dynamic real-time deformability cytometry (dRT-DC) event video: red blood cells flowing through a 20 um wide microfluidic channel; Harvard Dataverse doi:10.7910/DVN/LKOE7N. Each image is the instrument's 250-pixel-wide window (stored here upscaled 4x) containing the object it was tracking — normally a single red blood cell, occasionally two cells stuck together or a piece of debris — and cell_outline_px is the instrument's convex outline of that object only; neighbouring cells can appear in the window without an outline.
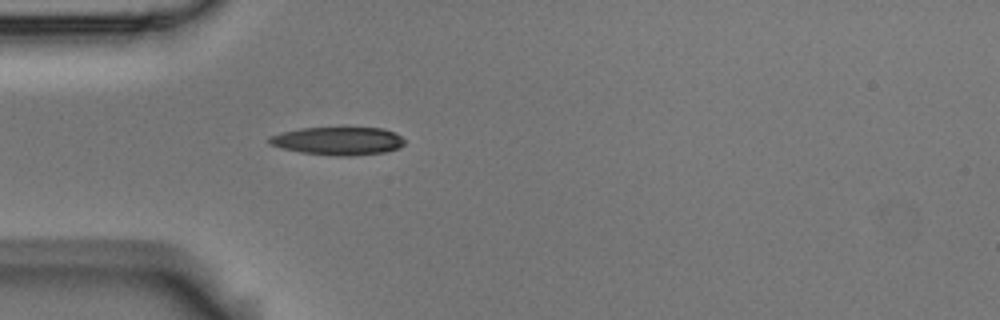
{"species": "Egyptian fruit bat (a non-hibernating species)", "species_latin": "Rousettus aegyptiacus", "temperature_condition": "room temperature", "stored_images_in_passage": 4, "camera_frame_rate_fps": 3000, "um_per_image_px": 0.085, "animal": {"sex": "male"}, "frame": {"image": 1, "passage_image": 4, "time_ms": 1.0, "image_size_px": [1000, 320], "cell_outline_px": [[404, 144], [400, 148], [384, 152], [348, 156], [336, 156], [300, 152], [268, 144], [268, 136], [280, 132], [300, 128], [384, 128], [396, 132], [404, 140]], "centroid_in_image_um": [28.73, 11.97], "position_along_channel_um": 56.3, "area_um2": 22.2}}